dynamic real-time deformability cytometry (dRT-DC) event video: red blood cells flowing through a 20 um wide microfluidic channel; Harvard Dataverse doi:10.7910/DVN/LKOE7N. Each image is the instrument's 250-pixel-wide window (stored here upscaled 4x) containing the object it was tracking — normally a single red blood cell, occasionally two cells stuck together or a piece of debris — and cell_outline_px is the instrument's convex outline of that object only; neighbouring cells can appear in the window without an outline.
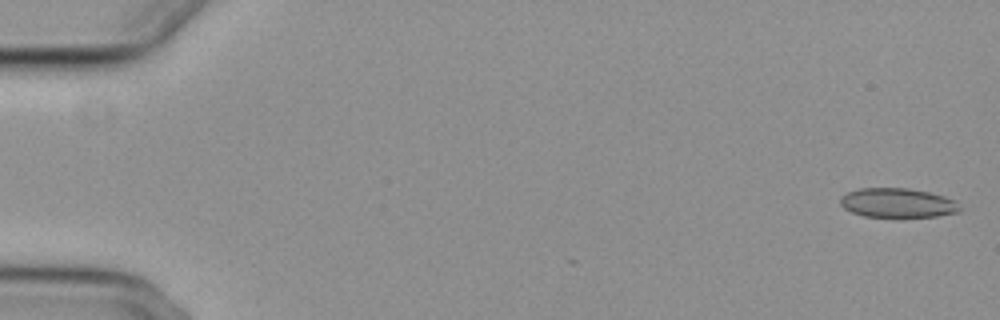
{"species": "common noctule bat (a hibernating species)", "species_latin": "Nyctalus noctula", "temperature_condition": "cold", "stored_images_in_passage": 2, "camera_frame_rate_fps": 3000, "um_per_image_px": 0.085, "animal": {"sex": "female", "body_mass_g": 29.2, "forearm_length_mm": 56.3}, "frame": {"image": 1, "passage_image": 2, "time_ms": 0.333, "image_size_px": [1000, 320], "cell_outline_px": [[960, 212], [936, 216], [896, 220], [864, 216], [852, 212], [844, 208], [840, 204], [840, 196], [848, 192], [860, 188], [908, 188], [928, 192], [944, 196], [956, 200], [960, 208]], "centroid_in_image_um": [76.3, 17.29], "position_along_channel_um": 8.7, "area_um2": 21.33}}